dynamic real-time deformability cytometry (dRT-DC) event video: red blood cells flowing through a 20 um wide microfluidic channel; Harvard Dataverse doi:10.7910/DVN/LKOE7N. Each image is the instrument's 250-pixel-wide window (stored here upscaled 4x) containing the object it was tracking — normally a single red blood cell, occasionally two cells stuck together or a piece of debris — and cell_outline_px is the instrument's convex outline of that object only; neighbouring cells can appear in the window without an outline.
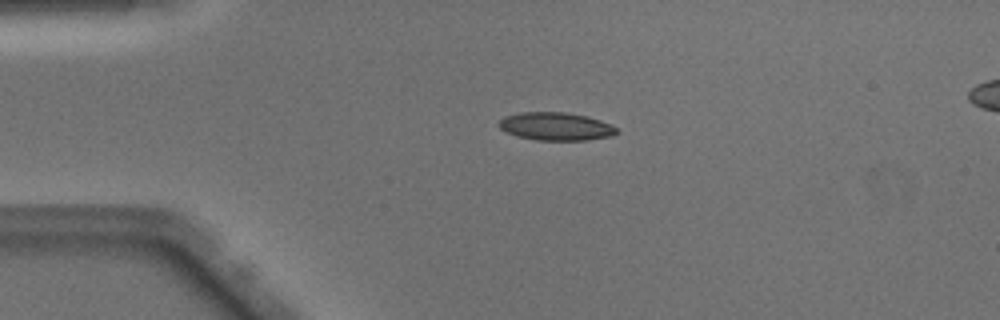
{"species": "Egyptian fruit bat (a non-hibernating species)", "species_latin": "Rousettus aegyptiacus", "temperature_condition": "warm", "stored_images_in_passage": 39, "camera_frame_rate_fps": 3000, "um_per_image_px": 0.085, "animal": {"sex": "male"}, "frame": {"image": 1, "passage_image": 1, "time_ms": 0.0, "image_size_px": [1000, 320], "cell_outline_px": [[616, 132], [612, 136], [588, 140], [536, 140], [516, 136], [500, 128], [500, 120], [504, 116], [520, 112], [568, 112], [588, 116], [612, 124], [616, 128]], "centroid_in_image_um": [47.26, 10.74], "position_along_channel_um": 37.7, "area_um2": 19.25}}
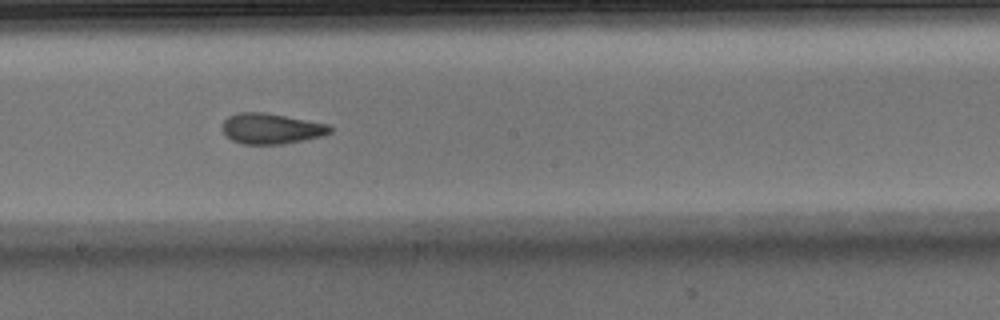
{"frame": {"image": 2, "passage_image": 17, "time_ms": 5.333, "image_size_px": [1000, 320], "cell_outline_px": [[332, 132], [320, 136], [304, 140], [280, 144], [244, 144], [232, 140], [224, 132], [224, 120], [228, 116], [236, 112], [264, 112], [328, 124], [332, 128]], "centroid_in_image_um": [23.06, 10.92], "position_along_channel_um": 225.1, "area_um2": 18.96}}
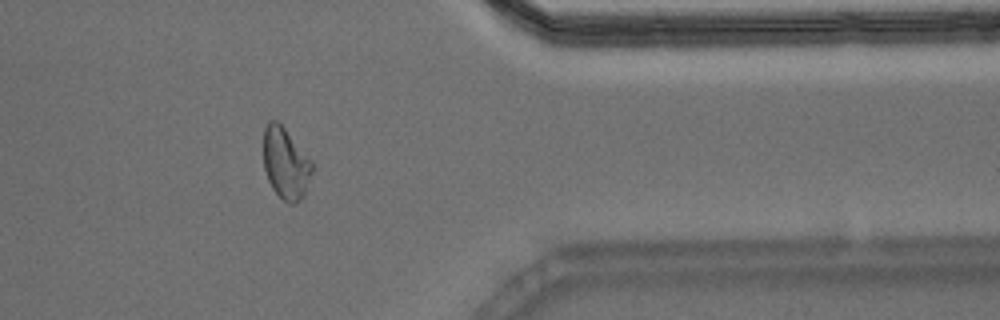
{"frame": {"image": 3, "passage_image": 30, "time_ms": 9.667, "image_size_px": [1000, 320], "cell_outline_px": [[312, 172], [304, 196], [296, 204], [288, 204], [272, 188], [268, 180], [264, 168], [264, 128], [268, 120], [280, 120], [312, 160]], "centroid_in_image_um": [24.29, 13.84], "position_along_channel_um": 387.1, "area_um2": 20.63}, "authors_computed_cell_mechanics": {"area_um2": 19.652, "velocity_mm_per_s": 4.0999, "shape_relaxation_time_tau1_ms": 8.6197, "shape_relaxation_time_tau2_ms": 1.6658, "deformation_change_tau1": 0.2495, "deformation_change_tau2": 0.0796}}